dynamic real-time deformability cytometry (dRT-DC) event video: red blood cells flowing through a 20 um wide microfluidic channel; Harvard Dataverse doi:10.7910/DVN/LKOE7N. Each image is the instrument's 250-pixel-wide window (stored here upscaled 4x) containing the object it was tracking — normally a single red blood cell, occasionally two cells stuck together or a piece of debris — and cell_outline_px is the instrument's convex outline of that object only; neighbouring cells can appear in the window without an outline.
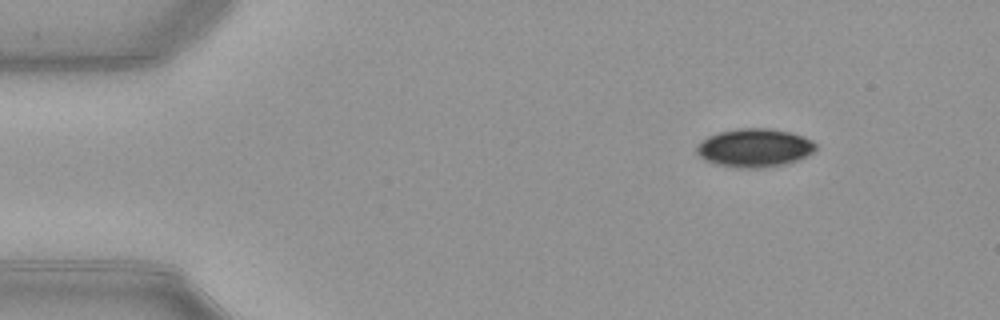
{"species": "common noctule bat (a hibernating species)", "species_latin": "Nyctalus noctula", "temperature_condition": "warm", "stored_images_in_passage": 46, "camera_frame_rate_fps": 3000, "um_per_image_px": 0.085, "animal": {"sex": "female", "body_mass_g": 21.9}, "frame": {"image": 1, "passage_image": 1, "time_ms": 0.0, "image_size_px": [1000, 320], "cell_outline_px": [[816, 148], [812, 152], [796, 160], [784, 164], [760, 168], [736, 168], [716, 164], [700, 156], [696, 152], [696, 148], [708, 136], [720, 132], [740, 128], [768, 128], [788, 132], [804, 136], [812, 140], [816, 144]], "centroid_in_image_um": [64.14, 12.56], "position_along_channel_um": 20.9, "area_um2": 26.3}}
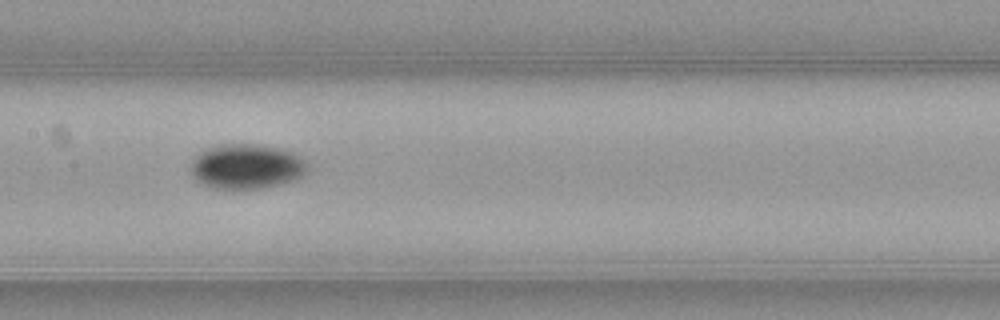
{"frame": {"image": 2, "passage_image": 20, "time_ms": 6.333, "image_size_px": [1000, 320], "cell_outline_px": [[308, 168], [304, 176], [296, 180], [280, 184], [260, 188], [212, 188], [196, 180], [192, 176], [192, 160], [204, 148], [220, 144], [260, 144], [284, 148], [292, 152], [304, 160], [308, 164]], "centroid_in_image_um": [20.98, 14.13], "position_along_channel_um": 186.4, "area_um2": 30.75}}
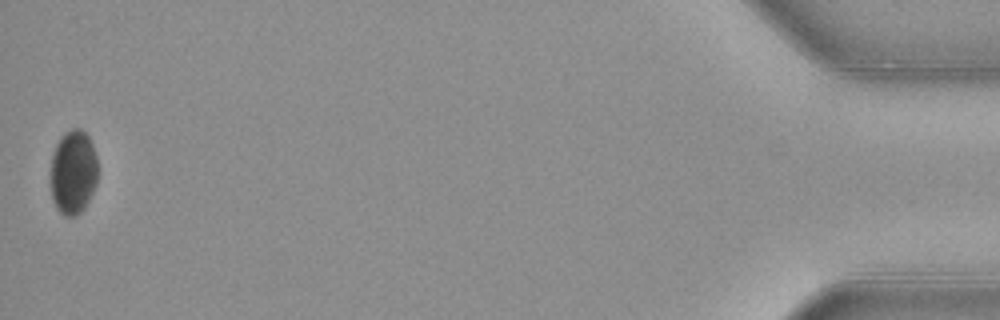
{"frame": {"image": 3, "passage_image": 46, "time_ms": 15.0, "image_size_px": [1000, 320], "cell_outline_px": [[96, 184], [84, 208], [76, 216], [64, 216], [56, 208], [52, 200], [52, 156], [56, 144], [64, 132], [72, 128], [80, 128], [88, 136], [92, 144], [96, 156]], "centroid_in_image_um": [6.22, 14.63], "position_along_channel_um": 429.0, "area_um2": 22.89}, "authors_computed_cell_mechanics": {"area_um2": 27.1082, "velocity_mm_per_s": 3.9603, "shape_relaxation_time_tau1_ms": 3.2485, "shape_relaxation_time_tau2_ms": null, "deformation_change_tau1": 0.1009, "deformation_change_tau2": null}}